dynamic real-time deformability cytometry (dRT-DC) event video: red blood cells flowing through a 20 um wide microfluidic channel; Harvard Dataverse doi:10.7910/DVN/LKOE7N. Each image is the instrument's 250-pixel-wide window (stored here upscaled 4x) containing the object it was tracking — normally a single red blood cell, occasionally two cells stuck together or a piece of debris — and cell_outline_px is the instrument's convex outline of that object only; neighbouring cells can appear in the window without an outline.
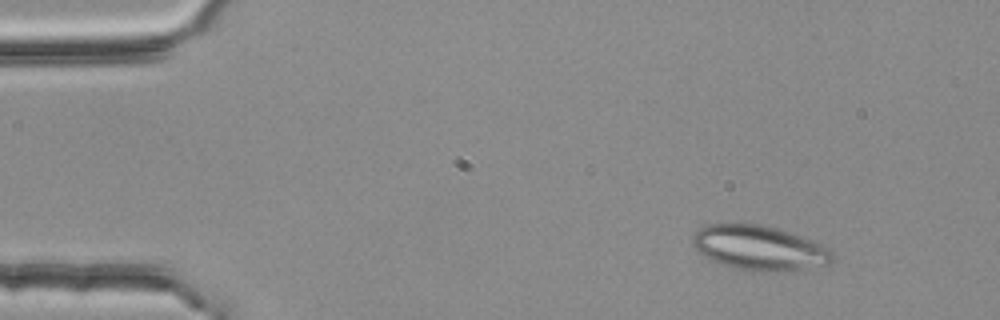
{"species": "common noctule bat (a hibernating species)", "species_latin": "Nyctalus noctula", "temperature_condition": "room temperature", "stored_images_in_passage": 4, "camera_frame_rate_fps": 3000, "um_per_image_px": 0.085, "animal": {"sex": "female", "body_mass_g": 25.1}, "frame": {"image": 1, "passage_image": 1, "time_ms": 0.0, "image_size_px": [1000, 320], "cell_outline_px": [[836, 260], [832, 264], [772, 272], [764, 272], [736, 268], [712, 260], [700, 252], [692, 244], [692, 236], [700, 228], [708, 224], [760, 224], [780, 228], [812, 240], [828, 248]], "centroid_in_image_um": [64.57, 21.06], "position_along_channel_um": 20.4, "area_um2": 36.13}}